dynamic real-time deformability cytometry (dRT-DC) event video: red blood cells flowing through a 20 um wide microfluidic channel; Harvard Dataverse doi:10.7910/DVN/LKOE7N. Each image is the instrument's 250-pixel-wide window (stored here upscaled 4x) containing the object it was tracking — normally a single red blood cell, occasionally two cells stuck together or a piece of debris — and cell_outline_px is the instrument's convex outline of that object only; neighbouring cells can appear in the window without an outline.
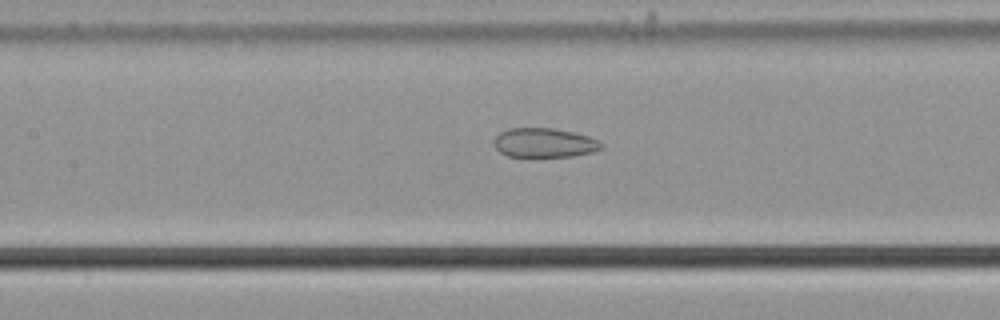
{"species": "common noctule bat (a hibernating species)", "species_latin": "Nyctalus noctula", "temperature_condition": "cold", "stored_images_in_passage": 56, "camera_frame_rate_fps": 3000, "um_per_image_px": 0.085, "animal": {"sex": "male", "body_mass_g": 21.5, "forearm_length_mm": 52.0}, "frame": {"image": 1, "passage_image": 26, "time_ms": 8.333, "image_size_px": [1000, 320], "cell_outline_px": [[604, 148], [592, 152], [572, 156], [508, 156], [500, 152], [496, 148], [492, 140], [500, 132], [508, 128], [552, 128], [572, 132], [588, 136], [604, 144]], "centroid_in_image_um": [46.25, 12.13], "position_along_channel_um": 161.1, "area_um2": 18.26}}
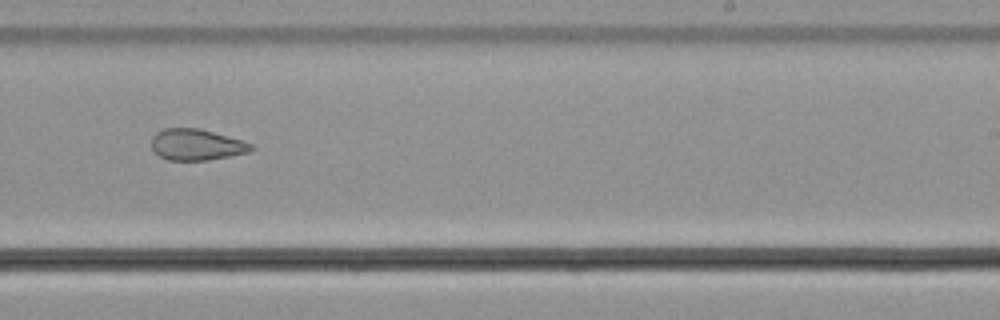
{"frame": {"image": 2, "passage_image": 35, "time_ms": 11.333, "image_size_px": [1000, 320], "cell_outline_px": [[256, 148], [248, 152], [208, 160], [168, 160], [160, 156], [152, 148], [152, 136], [156, 132], [164, 128], [200, 128], [240, 140], [252, 144]], "centroid_in_image_um": [16.68, 12.29], "position_along_channel_um": 272.3, "area_um2": 17.98}}
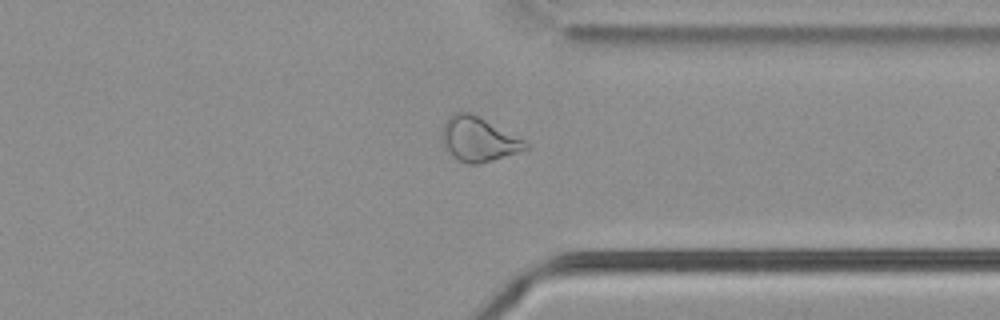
{"frame": {"image": 3, "passage_image": 43, "time_ms": 14.0, "image_size_px": [1000, 320], "cell_outline_px": [[528, 148], [480, 164], [468, 164], [452, 156], [444, 144], [440, 132], [444, 124], [456, 112], [468, 112], [524, 140], [528, 144]], "centroid_in_image_um": [40.64, 11.86], "position_along_channel_um": 370.8, "area_um2": 20.75}, "authors_computed_cell_mechanics": {"area_um2": 24.6228, "velocity_mm_per_s": 3.7115, "shape_relaxation_time_tau1_ms": null, "shape_relaxation_time_tau2_ms": 3.1997, "deformation_change_tau1": null, "deformation_change_tau2": 0.0971}}